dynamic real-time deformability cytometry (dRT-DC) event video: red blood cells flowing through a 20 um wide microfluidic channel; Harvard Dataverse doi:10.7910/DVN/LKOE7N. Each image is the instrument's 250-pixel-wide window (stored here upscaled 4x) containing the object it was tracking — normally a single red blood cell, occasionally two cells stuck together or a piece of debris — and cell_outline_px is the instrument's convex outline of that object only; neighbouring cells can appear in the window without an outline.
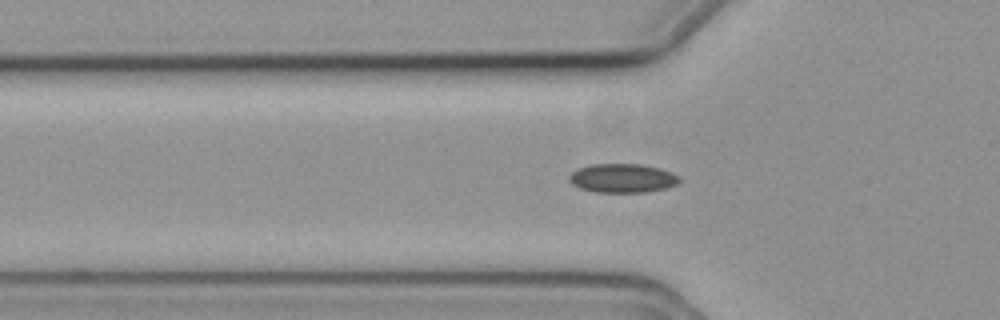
{"species": "common noctule bat (a hibernating species)", "species_latin": "Nyctalus noctula", "temperature_condition": "cold", "stored_images_in_passage": 46, "segment_of_instrument_passage": [1, 2], "camera_frame_rate_fps": 3000, "um_per_image_px": 0.085, "animal": {"sex": "female", "body_mass_g": 19.3, "forearm_length_mm": 54.1}, "frame": {"image": 1, "passage_image": 14, "time_ms": 4.333, "image_size_px": [1000, 320], "cell_outline_px": [[680, 180], [676, 184], [664, 188], [644, 192], [596, 192], [580, 188], [572, 184], [568, 180], [568, 176], [576, 168], [592, 164], [640, 164], [660, 168], [672, 172], [680, 176]], "centroid_in_image_um": [52.88, 15.13], "position_along_channel_um": 72.9, "area_um2": 18.61}}
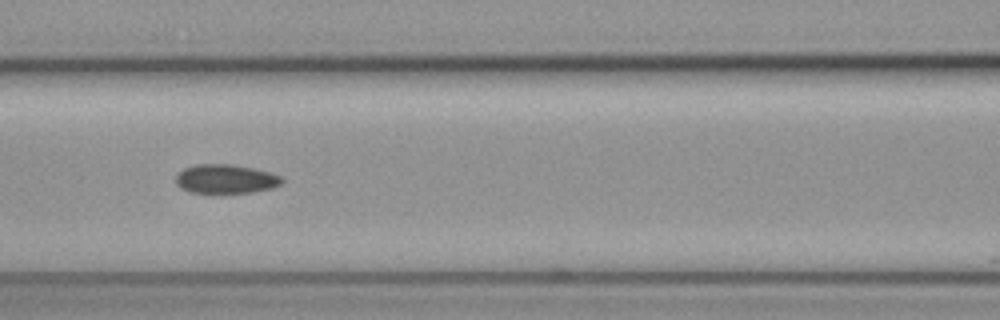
{"frame": {"image": 2, "passage_image": 20, "time_ms": 6.333, "image_size_px": [1000, 320], "cell_outline_px": [[284, 180], [280, 184], [272, 188], [252, 192], [192, 192], [180, 188], [176, 184], [176, 176], [184, 168], [196, 164], [232, 164], [272, 172], [280, 176]], "centroid_in_image_um": [19.19, 15.2], "position_along_channel_um": 147.4, "area_um2": 17.8}}
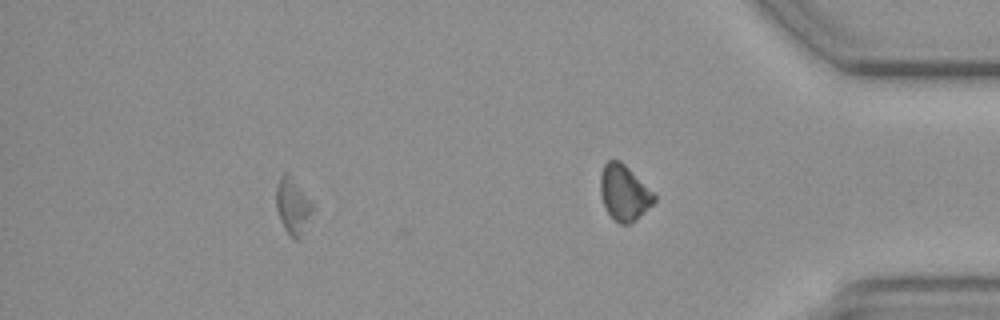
{"frame": {"image": 3, "passage_image": 40, "time_ms": 13.0, "image_size_px": [1000, 320], "cell_outline_px": [[316, 208], [300, 236], [296, 240], [284, 228], [280, 220], [276, 208], [276, 188], [280, 176], [284, 172], [312, 200]], "centroid_in_image_um": [24.91, 17.53], "position_along_channel_um": 410.3, "area_um2": 11.68}}